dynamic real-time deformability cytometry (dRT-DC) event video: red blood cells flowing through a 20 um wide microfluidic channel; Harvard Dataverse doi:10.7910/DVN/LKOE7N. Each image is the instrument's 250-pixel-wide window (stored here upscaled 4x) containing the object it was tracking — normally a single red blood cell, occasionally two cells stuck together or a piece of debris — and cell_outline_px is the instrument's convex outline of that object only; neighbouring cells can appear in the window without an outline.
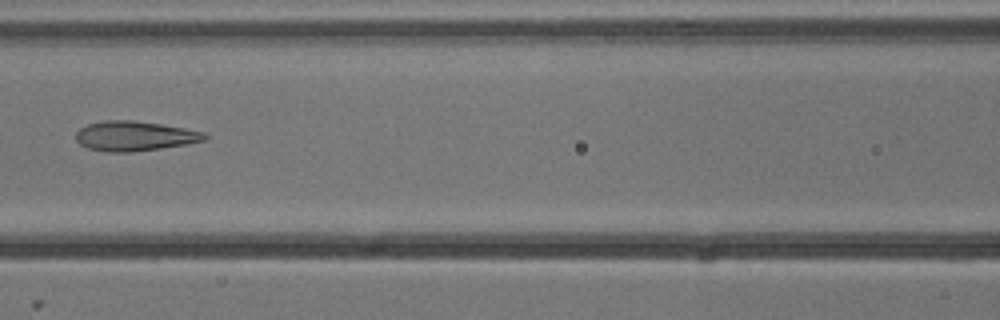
{"species": "common noctule bat (a hibernating species)", "species_latin": "Nyctalus noctula", "temperature_condition": "cold", "stored_images_in_passage": 7, "camera_frame_rate_fps": 3000, "um_per_image_px": 0.085, "animal": {"sex": "male", "body_mass_g": 13.3}, "frame": {"image": 1, "passage_image": 7, "time_ms": 2.0, "image_size_px": [1000, 320], "cell_outline_px": [[208, 136], [204, 140], [184, 144], [160, 148], [132, 152], [108, 152], [88, 148], [80, 144], [76, 140], [76, 132], [80, 128], [88, 124], [104, 120], [132, 120], [160, 124], [184, 128], [204, 132]], "centroid_in_image_um": [11.4, 11.56], "position_along_channel_um": 155.2, "area_um2": 22.14}}